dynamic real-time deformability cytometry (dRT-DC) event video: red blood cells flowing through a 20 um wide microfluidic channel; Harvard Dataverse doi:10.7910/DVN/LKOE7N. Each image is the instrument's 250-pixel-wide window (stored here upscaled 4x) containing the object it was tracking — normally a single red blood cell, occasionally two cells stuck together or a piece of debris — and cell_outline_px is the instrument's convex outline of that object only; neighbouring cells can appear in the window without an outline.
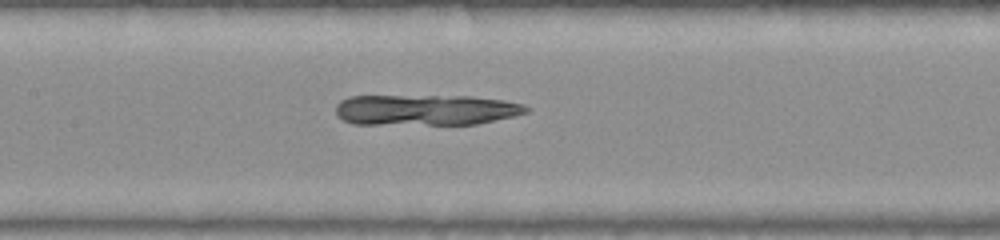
{"species": "common noctule bat (a hibernating species)", "species_latin": "Nyctalus noctula", "temperature_condition": "warm", "stored_images_in_passage": 52, "camera_frame_rate_fps": 3000, "um_per_image_px": 0.085, "animal": {"sex": "female", "body_mass_g": 22.0, "forearm_length_mm": 56.7}, "frame": {"image": 1, "passage_image": 24, "time_ms": 7.667, "image_size_px": [1000, 240], "cell_outline_px": [[532, 108], [528, 112], [512, 116], [476, 124], [352, 124], [344, 120], [336, 112], [336, 104], [340, 100], [348, 96], [472, 96], [504, 100], [524, 104]], "centroid_in_image_um": [36.2, 9.33], "position_along_channel_um": 171.2, "area_um2": 34.28}}
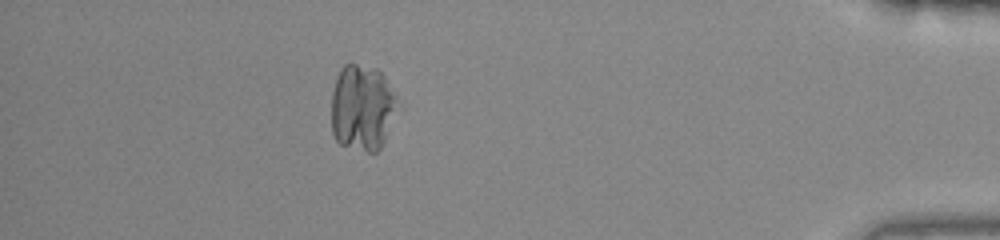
{"frame": {"image": 2, "passage_image": 46, "time_ms": 15.0, "image_size_px": [1000, 240], "cell_outline_px": [[400, 104], [384, 140], [380, 148], [376, 152], [368, 152], [340, 144], [336, 140], [332, 132], [332, 92], [336, 76], [340, 68], [344, 64], [356, 64], [376, 68], [384, 76], [396, 96]], "centroid_in_image_um": [30.79, 9.14], "position_along_channel_um": 404.4, "area_um2": 33.35}}